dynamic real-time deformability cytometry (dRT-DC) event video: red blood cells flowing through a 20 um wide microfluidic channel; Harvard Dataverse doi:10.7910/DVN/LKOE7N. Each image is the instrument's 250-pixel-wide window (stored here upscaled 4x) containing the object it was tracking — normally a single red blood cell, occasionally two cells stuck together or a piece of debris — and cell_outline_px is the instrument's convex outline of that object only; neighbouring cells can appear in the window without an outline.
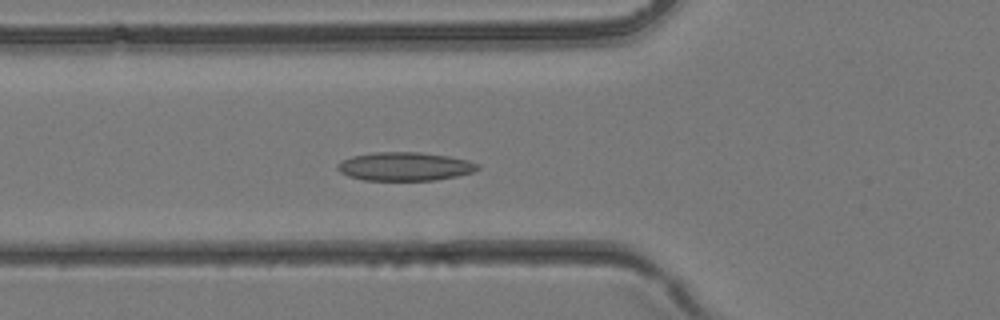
{"species": "common noctule bat (a hibernating species)", "species_latin": "Nyctalus noctula", "temperature_condition": "room temperature", "stored_images_in_passage": 37, "camera_frame_rate_fps": 3000, "um_per_image_px": 0.085, "animal": {"sex": "female", "body_mass_g": 24.6, "forearm_length_mm": 56.2}, "frame": {"image": 1, "passage_image": 13, "time_ms": 4.0, "image_size_px": [1000, 320], "cell_outline_px": [[480, 168], [472, 172], [456, 176], [436, 180], [364, 180], [348, 176], [340, 172], [336, 168], [336, 164], [340, 160], [352, 156], [372, 152], [420, 152], [448, 156], [468, 160], [480, 164]], "centroid_in_image_um": [34.38, 14.14], "position_along_channel_um": 91.4, "area_um2": 23.47}}
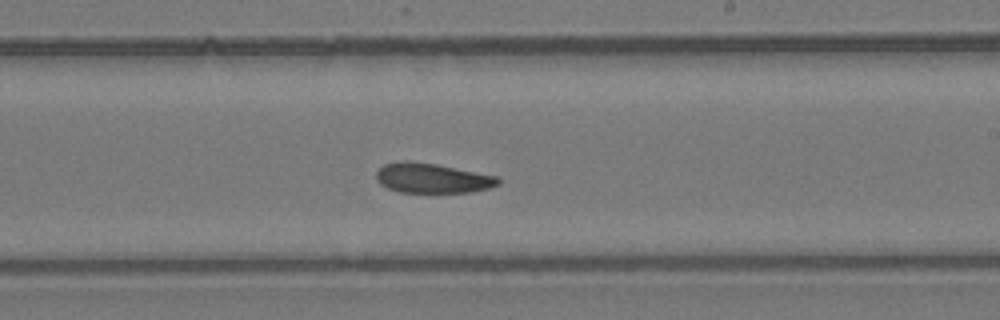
{"frame": {"image": 2, "passage_image": 22, "time_ms": 7.0, "image_size_px": [1000, 320], "cell_outline_px": [[500, 184], [488, 188], [472, 192], [400, 192], [388, 188], [380, 184], [376, 180], [376, 172], [384, 164], [404, 160], [408, 160], [436, 164], [496, 176], [500, 180]], "centroid_in_image_um": [36.71, 15.14], "position_along_channel_um": 252.3, "area_um2": 21.1}}
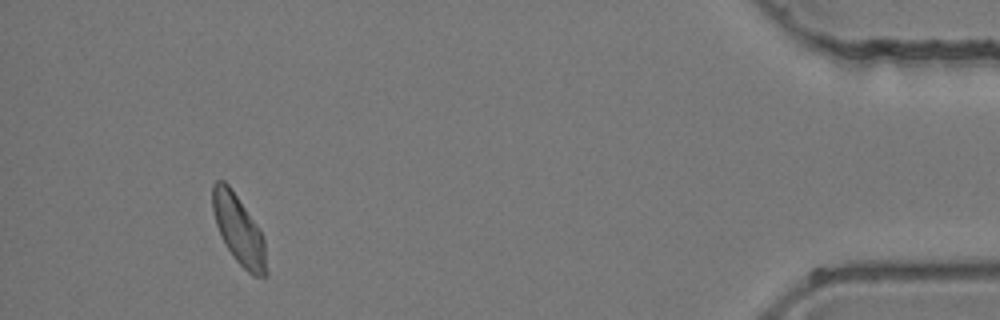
{"frame": {"image": 3, "passage_image": 35, "time_ms": 11.333, "image_size_px": [1000, 320], "cell_outline_px": [[268, 272], [264, 276], [252, 276], [232, 256], [216, 224], [212, 208], [212, 184], [216, 180], [224, 180], [228, 184], [260, 228], [264, 240]], "centroid_in_image_um": [20.31, 19.53], "position_along_channel_um": 414.9, "area_um2": 21.56}}